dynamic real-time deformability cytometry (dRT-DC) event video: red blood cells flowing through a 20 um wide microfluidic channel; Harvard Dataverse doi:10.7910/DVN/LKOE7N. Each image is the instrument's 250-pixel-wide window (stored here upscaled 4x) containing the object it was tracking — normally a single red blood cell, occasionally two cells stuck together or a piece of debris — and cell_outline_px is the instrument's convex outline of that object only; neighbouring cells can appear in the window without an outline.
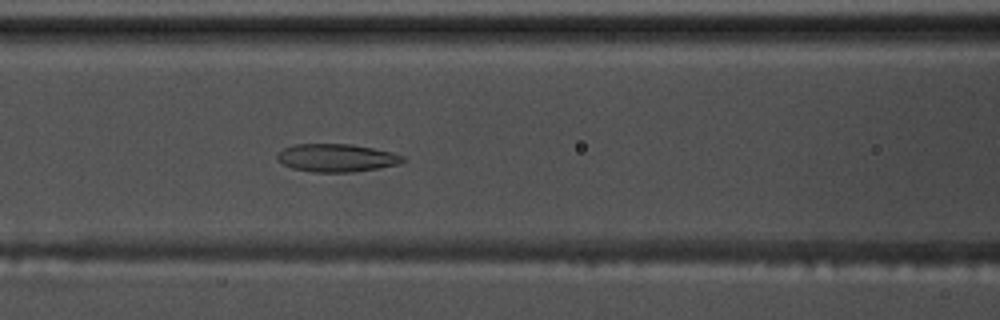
{"species": "common noctule bat (a hibernating species)", "species_latin": "Nyctalus noctula", "temperature_condition": "warm", "stored_images_in_passage": 59, "camera_frame_rate_fps": 3000, "um_per_image_px": 0.085, "animal": {"sex": "male", "body_mass_g": 17.5, "forearm_length_mm": 52.3}, "frame": {"image": 1, "passage_image": 25, "time_ms": 8.0, "image_size_px": [1000, 320], "cell_outline_px": [[408, 160], [400, 164], [352, 172], [312, 172], [292, 168], [276, 160], [276, 156], [284, 148], [296, 144], [352, 144], [392, 152], [404, 156]], "centroid_in_image_um": [28.63, 13.42], "position_along_channel_um": 138.0, "area_um2": 20.46}}
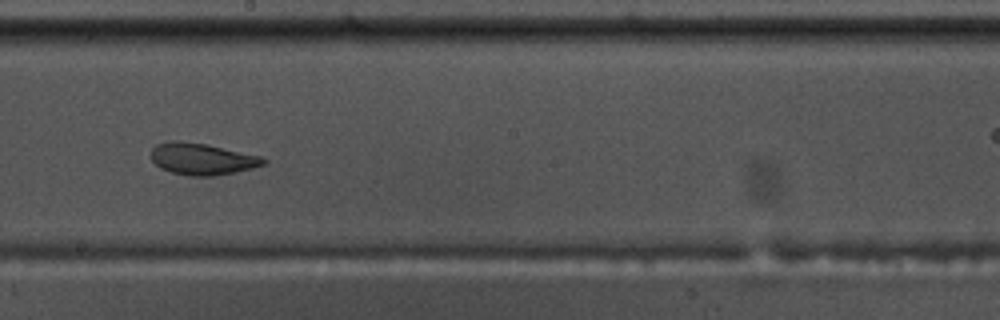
{"frame": {"image": 2, "passage_image": 33, "time_ms": 10.667, "image_size_px": [1000, 320], "cell_outline_px": [[268, 160], [264, 164], [252, 168], [236, 172], [216, 176], [188, 176], [172, 172], [160, 168], [152, 160], [152, 148], [156, 144], [172, 140], [176, 140], [208, 144], [264, 156]], "centroid_in_image_um": [17.22, 13.5], "position_along_channel_um": 231.0, "area_um2": 21.04}}
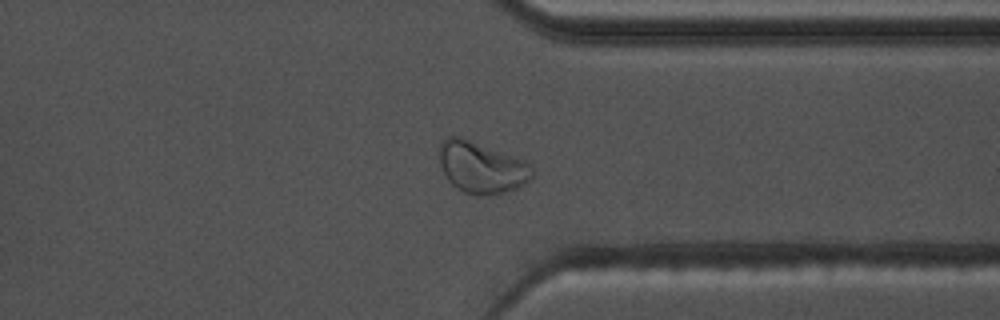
{"frame": {"image": 3, "passage_image": 45, "time_ms": 14.667, "image_size_px": [1000, 320], "cell_outline_px": [[536, 172], [528, 180], [516, 188], [492, 196], [476, 196], [464, 192], [452, 184], [448, 180], [440, 164], [440, 144], [448, 136], [460, 136], [524, 160], [532, 164]], "centroid_in_image_um": [40.95, 14.24], "position_along_channel_um": 370.4, "area_um2": 27.86}, "authors_computed_cell_mechanics": {"area_um2": 25.3164, "velocity_mm_per_s": 3.52, "shape_relaxation_time_tau1_ms": null, "shape_relaxation_time_tau2_ms": 1.8218, "deformation_change_tau1": null, "deformation_change_tau2": 0.0717}}